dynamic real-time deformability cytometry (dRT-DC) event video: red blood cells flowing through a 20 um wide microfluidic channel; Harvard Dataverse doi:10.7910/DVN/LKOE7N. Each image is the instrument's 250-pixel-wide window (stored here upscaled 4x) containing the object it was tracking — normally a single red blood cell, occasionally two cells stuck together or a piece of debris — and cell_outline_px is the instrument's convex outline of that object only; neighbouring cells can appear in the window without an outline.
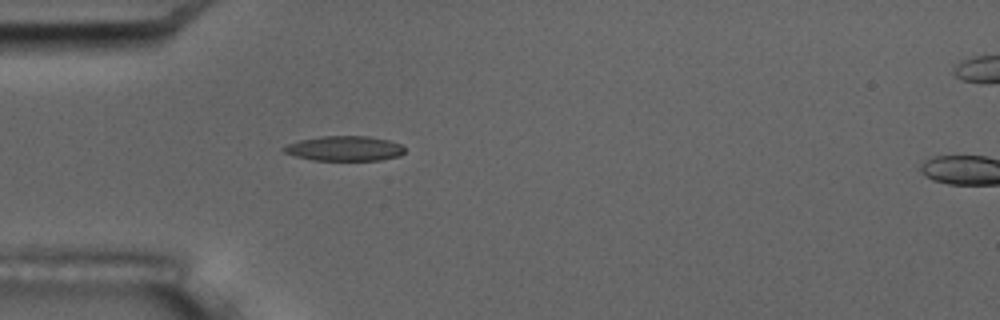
{"species": "common noctule bat (a hibernating species)", "species_latin": "Nyctalus noctula", "temperature_condition": "room temperature", "stored_images_in_passage": 6, "camera_frame_rate_fps": 3000, "um_per_image_px": 0.085, "animal": {"sex": "male", "body_mass_g": 17.5, "forearm_length_mm": 52.3}, "frame": {"image": 1, "passage_image": 5, "time_ms": 4.333, "image_size_px": [1000, 320], "cell_outline_px": [[404, 152], [400, 156], [380, 160], [312, 160], [296, 156], [284, 152], [280, 148], [288, 144], [300, 140], [324, 136], [368, 136], [388, 140], [400, 144], [404, 148]], "centroid_in_image_um": [29.28, 12.62], "position_along_channel_um": 55.7, "area_um2": 17.46}}